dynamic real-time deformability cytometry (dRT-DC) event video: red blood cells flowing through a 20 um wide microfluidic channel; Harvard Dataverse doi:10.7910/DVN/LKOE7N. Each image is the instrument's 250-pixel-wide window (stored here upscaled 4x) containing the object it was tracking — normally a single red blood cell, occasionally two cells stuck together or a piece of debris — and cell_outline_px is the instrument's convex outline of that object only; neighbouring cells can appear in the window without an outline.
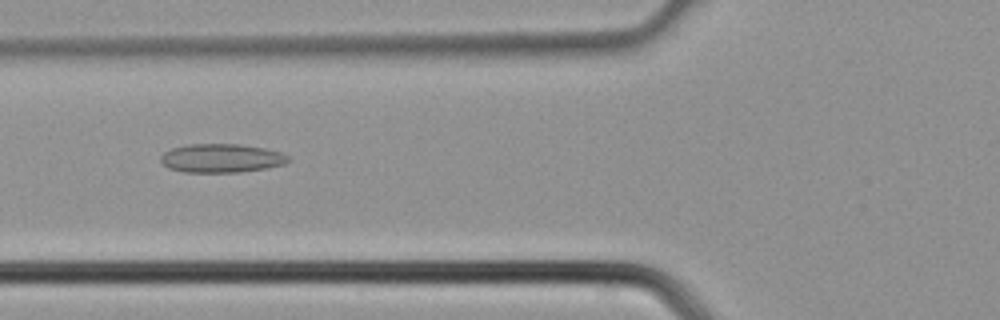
{"species": "common noctule bat (a hibernating species)", "species_latin": "Nyctalus noctula", "temperature_condition": "cold", "stored_images_in_passage": 3, "camera_frame_rate_fps": 3000, "um_per_image_px": 0.085, "animal": {"sex": "male", "body_mass_g": 21.5, "forearm_length_mm": 52.0}, "frame": {"image": 1, "passage_image": 3, "time_ms": 0.667, "image_size_px": [1000, 320], "cell_outline_px": [[288, 160], [284, 164], [264, 168], [240, 172], [184, 172], [168, 168], [160, 160], [160, 156], [164, 152], [172, 148], [188, 144], [240, 144], [264, 148], [280, 152], [288, 156]], "centroid_in_image_um": [18.78, 13.44], "position_along_channel_um": 107.0, "area_um2": 21.21}}